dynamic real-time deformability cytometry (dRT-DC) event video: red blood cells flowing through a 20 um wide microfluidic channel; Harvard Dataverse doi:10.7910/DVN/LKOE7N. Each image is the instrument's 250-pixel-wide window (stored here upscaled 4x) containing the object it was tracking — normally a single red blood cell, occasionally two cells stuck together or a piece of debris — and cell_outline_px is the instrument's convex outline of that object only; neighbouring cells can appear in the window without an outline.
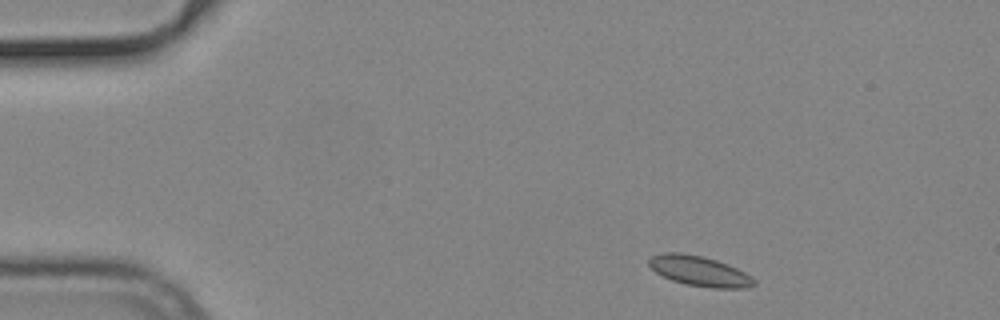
{"species": "common noctule bat (a hibernating species)", "species_latin": "Nyctalus noctula", "temperature_condition": "cold", "stored_images_in_passage": 21, "camera_frame_rate_fps": 3000, "um_per_image_px": 0.085, "animal": {"sex": "male", "body_mass_g": 19.2, "forearm_length_mm": 51.8}, "frame": {"image": 1, "passage_image": 1, "time_ms": 0.0, "image_size_px": [1000, 320], "cell_outline_px": [[756, 284], [748, 288], [712, 288], [684, 284], [672, 280], [656, 272], [648, 264], [648, 260], [652, 256], [664, 252], [680, 252], [700, 256], [716, 260], [728, 264], [752, 276], [756, 280]], "centroid_in_image_um": [59.47, 23.05], "position_along_channel_um": 25.5, "area_um2": 18.44}}
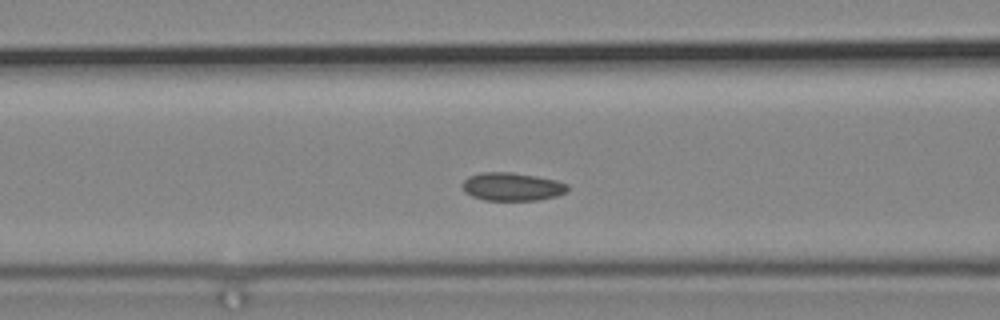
{"frame": {"image": 2, "passage_image": 15, "time_ms": 4.667, "image_size_px": [1000, 320], "cell_outline_px": [[568, 192], [556, 196], [540, 200], [484, 200], [472, 196], [464, 192], [460, 184], [468, 176], [484, 172], [512, 172], [536, 176], [556, 180], [568, 184]], "centroid_in_image_um": [43.52, 15.87], "position_along_channel_um": 123.1, "area_um2": 17.46}}
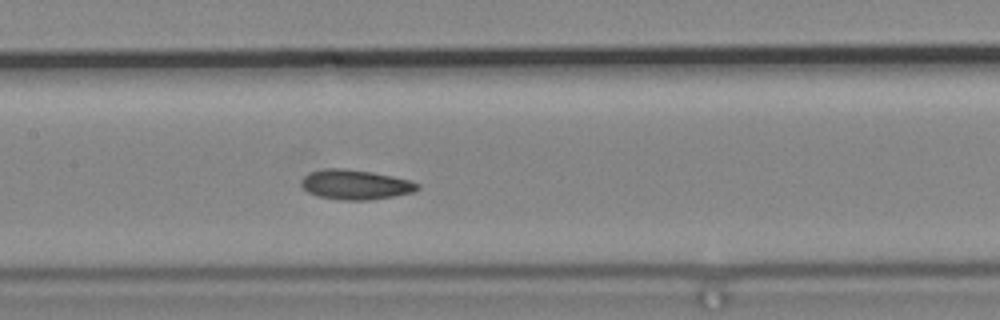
{"frame": {"image": 3, "passage_image": 20, "time_ms": 6.333, "image_size_px": [1000, 320], "cell_outline_px": [[420, 188], [416, 192], [368, 200], [340, 200], [316, 196], [308, 192], [300, 184], [300, 180], [308, 172], [328, 168], [344, 168], [372, 172], [392, 176], [408, 180], [420, 184]], "centroid_in_image_um": [30.19, 15.69], "position_along_channel_um": 177.2, "area_um2": 20.29}}